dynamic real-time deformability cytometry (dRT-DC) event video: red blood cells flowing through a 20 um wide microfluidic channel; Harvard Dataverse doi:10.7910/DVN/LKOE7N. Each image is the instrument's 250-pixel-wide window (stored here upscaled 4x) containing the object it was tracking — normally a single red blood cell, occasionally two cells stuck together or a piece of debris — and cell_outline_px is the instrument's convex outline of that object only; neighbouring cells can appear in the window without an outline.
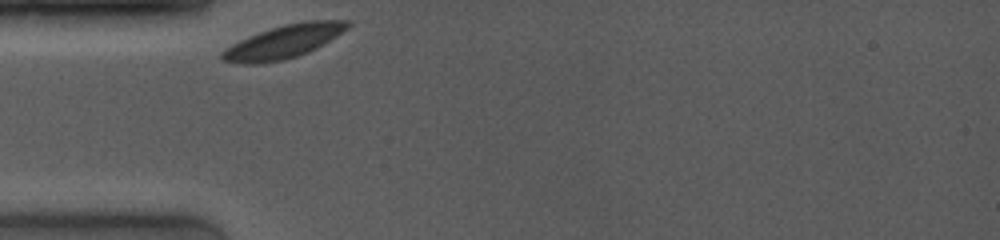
{"species": "common noctule bat (a hibernating species)", "species_latin": "Nyctalus noctula", "temperature_condition": "room temperature", "stored_images_in_passage": 11, "camera_frame_rate_fps": 4000, "um_per_image_px": 0.085, "animal": {"sex": "female", "body_mass_g": 19.0, "forearm_length_mm": 53.3}, "frame": {"image": 1, "passage_image": 1, "time_ms": 0.0, "image_size_px": [1000, 240], "cell_outline_px": [[352, 24], [348, 28], [336, 36], [316, 48], [308, 52], [284, 60], [256, 64], [248, 64], [220, 60], [220, 52], [232, 44], [248, 36], [284, 24], [308, 20], [352, 20]], "centroid_in_image_um": [24.12, 3.53], "position_along_channel_um": 60.9, "area_um2": 24.22}}
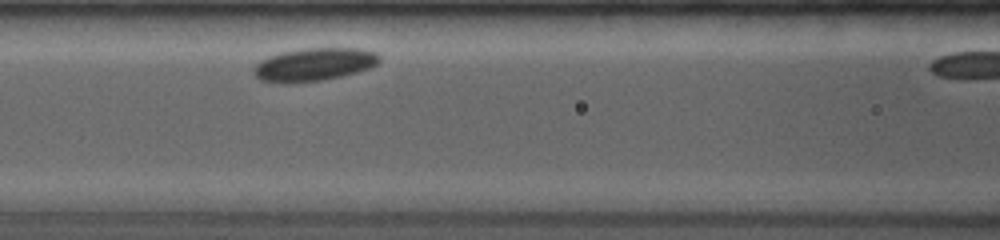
{"frame": {"image": 2, "passage_image": 10, "time_ms": 2.25, "image_size_px": [1000, 240], "cell_outline_px": [[380, 60], [376, 64], [368, 68], [356, 72], [324, 80], [292, 84], [280, 84], [260, 80], [252, 72], [252, 68], [260, 60], [268, 56], [300, 48], [360, 48], [376, 52], [380, 56]], "centroid_in_image_um": [26.64, 5.49], "position_along_channel_um": 140.0, "area_um2": 24.51}}